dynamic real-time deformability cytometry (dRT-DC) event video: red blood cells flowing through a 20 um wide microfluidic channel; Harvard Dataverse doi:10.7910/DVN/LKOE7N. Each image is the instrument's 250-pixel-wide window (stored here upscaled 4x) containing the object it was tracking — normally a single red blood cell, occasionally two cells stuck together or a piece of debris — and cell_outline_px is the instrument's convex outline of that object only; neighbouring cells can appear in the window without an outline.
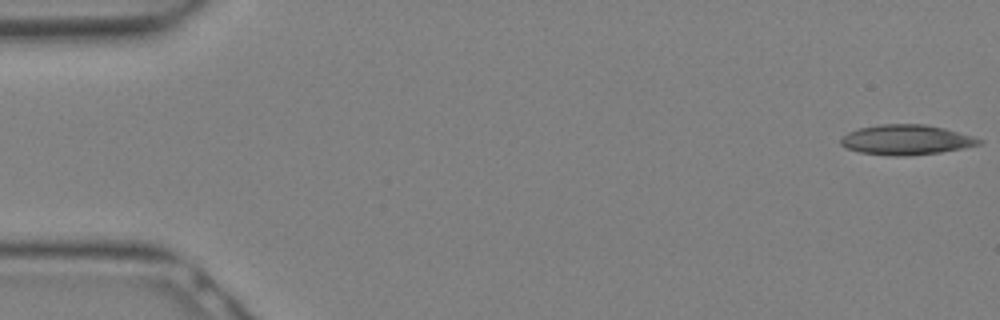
{"species": "Egyptian fruit bat (a non-hibernating species)", "species_latin": "Rousettus aegyptiacus", "temperature_condition": "warm", "stored_images_in_passage": 11, "camera_frame_rate_fps": 3000, "um_per_image_px": 0.085, "animal": {"sex": "female"}, "frame": {"image": 1, "passage_image": 1, "time_ms": 0.0, "image_size_px": [1000, 320], "cell_outline_px": [[984, 140], [980, 144], [940, 152], [908, 156], [892, 156], [860, 152], [848, 148], [840, 144], [840, 140], [848, 132], [860, 128], [880, 124], [924, 124], [944, 128], [972, 136]], "centroid_in_image_um": [77.02, 11.88], "position_along_channel_um": 8.0, "area_um2": 23.93}}
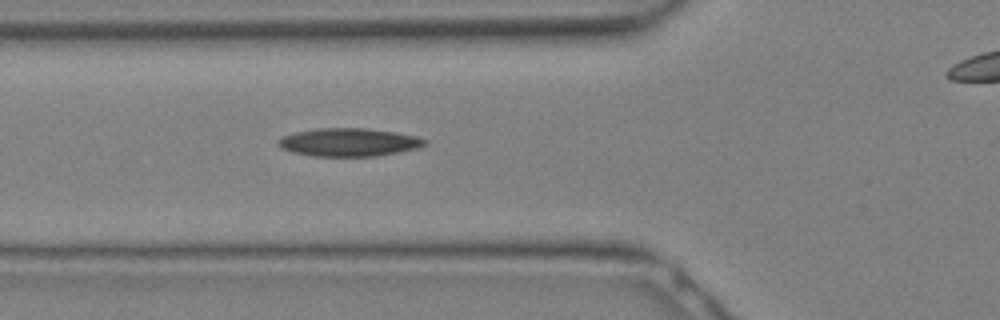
{"frame": {"image": 2, "passage_image": 11, "time_ms": 3.333, "image_size_px": [1000, 320], "cell_outline_px": [[428, 144], [416, 148], [400, 152], [376, 156], [312, 156], [296, 152], [284, 148], [276, 144], [276, 140], [280, 136], [296, 132], [320, 128], [368, 128], [396, 132], [416, 136], [428, 140]], "centroid_in_image_um": [29.68, 12.08], "position_along_channel_um": 96.1, "area_um2": 24.04}}